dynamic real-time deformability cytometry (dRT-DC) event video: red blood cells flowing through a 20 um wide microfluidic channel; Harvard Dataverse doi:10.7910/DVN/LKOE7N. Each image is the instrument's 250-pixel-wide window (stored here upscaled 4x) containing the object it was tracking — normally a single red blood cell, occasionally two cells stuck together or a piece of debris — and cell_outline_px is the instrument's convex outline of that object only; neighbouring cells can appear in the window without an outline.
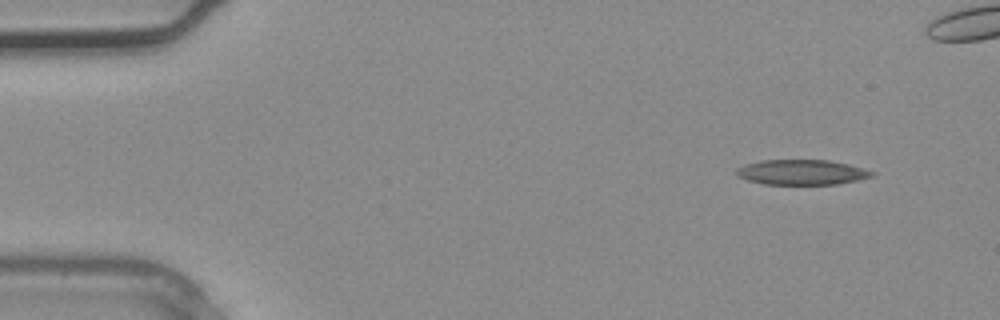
{"species": "common noctule bat (a hibernating species)", "species_latin": "Nyctalus noctula", "temperature_condition": "warm", "stored_images_in_passage": 3, "camera_frame_rate_fps": 3000, "um_per_image_px": 0.085, "animal": {"sex": "male", "body_mass_g": 20.4}, "frame": {"image": 1, "passage_image": 3, "time_ms": 0.667, "image_size_px": [1000, 320], "cell_outline_px": [[876, 172], [872, 176], [856, 180], [836, 184], [764, 184], [748, 180], [736, 176], [736, 168], [744, 164], [760, 160], [828, 160], [848, 164], [864, 168]], "centroid_in_image_um": [68.11, 14.63], "position_along_channel_um": 16.9, "area_um2": 19.83}}